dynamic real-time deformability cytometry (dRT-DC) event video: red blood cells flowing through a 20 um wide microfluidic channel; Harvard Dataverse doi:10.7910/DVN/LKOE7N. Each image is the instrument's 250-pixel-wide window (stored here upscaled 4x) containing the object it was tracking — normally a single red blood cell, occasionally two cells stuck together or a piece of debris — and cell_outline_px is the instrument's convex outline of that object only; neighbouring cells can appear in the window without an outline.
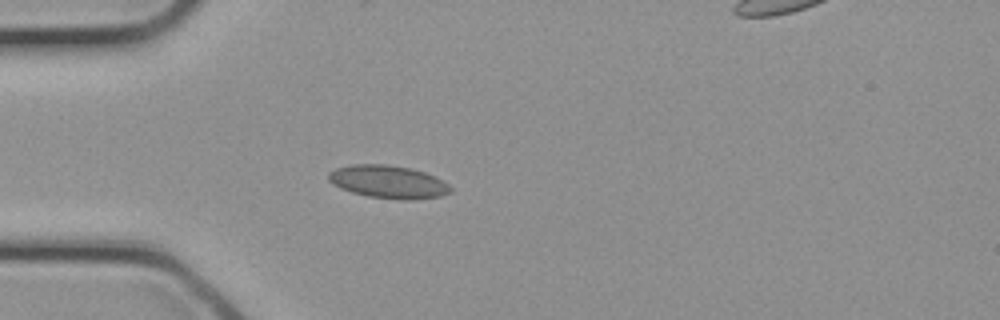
{"species": "common noctule bat (a hibernating species)", "species_latin": "Nyctalus noctula", "temperature_condition": "cold", "stored_images_in_passage": 22, "camera_frame_rate_fps": 3000, "um_per_image_px": 0.085, "animal": {"sex": "female", "body_mass_g": 21.9}, "frame": {"image": 1, "passage_image": 1, "time_ms": 0.0, "image_size_px": [1000, 320], "cell_outline_px": [[452, 192], [440, 196], [412, 200], [400, 200], [368, 196], [352, 192], [340, 188], [332, 184], [328, 180], [328, 172], [336, 168], [352, 164], [384, 164], [412, 168], [424, 172], [448, 184], [452, 188]], "centroid_in_image_um": [32.97, 15.46], "position_along_channel_um": 52.0, "area_um2": 23.41}}
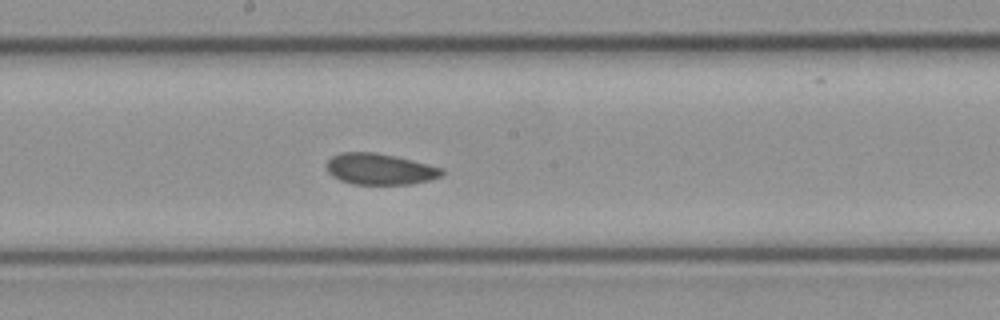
{"frame": {"image": 2, "passage_image": 9, "time_ms": 2.667, "image_size_px": [1000, 320], "cell_outline_px": [[444, 172], [440, 176], [428, 180], [412, 184], [352, 184], [340, 180], [332, 176], [328, 172], [328, 160], [332, 156], [340, 152], [376, 152], [444, 168]], "centroid_in_image_um": [32.27, 14.37], "position_along_channel_um": 215.9, "area_um2": 20.75}}
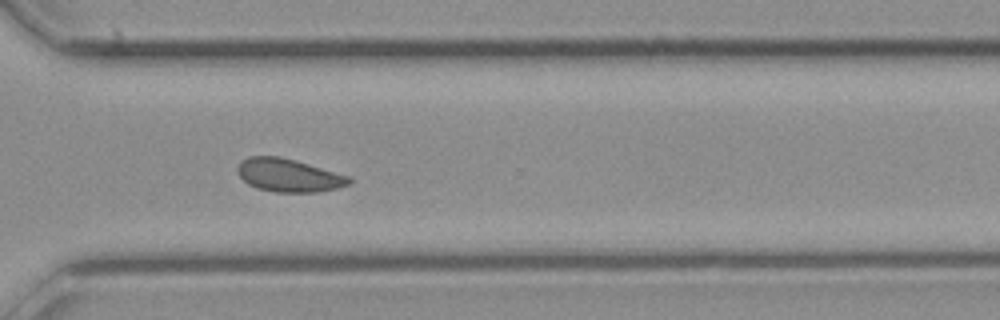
{"frame": {"image": 3, "passage_image": 15, "time_ms": 4.667, "image_size_px": [1000, 320], "cell_outline_px": [[352, 184], [336, 188], [316, 192], [276, 192], [256, 188], [248, 184], [236, 172], [236, 168], [240, 160], [248, 156], [280, 156], [296, 160], [352, 176]], "centroid_in_image_um": [24.55, 14.89], "position_along_channel_um": 346.1, "area_um2": 21.91}}